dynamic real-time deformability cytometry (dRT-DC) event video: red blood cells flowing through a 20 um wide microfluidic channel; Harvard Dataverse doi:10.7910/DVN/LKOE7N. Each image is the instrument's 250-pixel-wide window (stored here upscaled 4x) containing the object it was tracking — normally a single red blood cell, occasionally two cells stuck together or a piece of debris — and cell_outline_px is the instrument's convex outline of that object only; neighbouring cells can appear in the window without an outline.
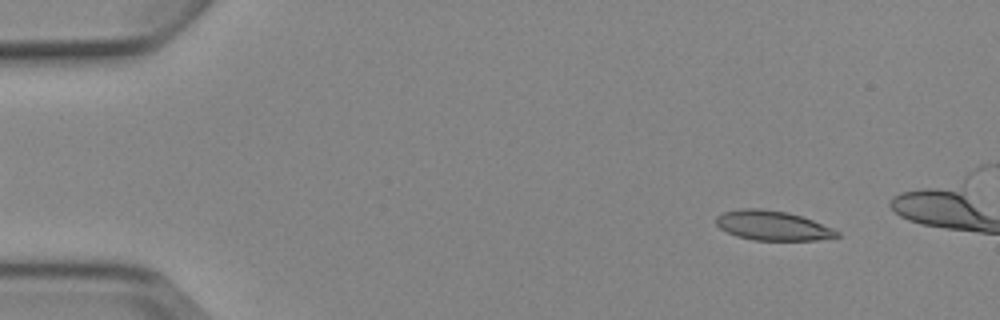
{"species": "Egyptian fruit bat (a non-hibernating species)", "species_latin": "Rousettus aegyptiacus", "temperature_condition": "cold", "stored_images_in_passage": 5, "camera_frame_rate_fps": 3000, "um_per_image_px": 0.085, "animal": {"sex": "female"}, "frame": {"image": 1, "passage_image": 1, "time_ms": 0.0, "image_size_px": [1000, 320], "cell_outline_px": [[840, 236], [816, 240], [752, 240], [736, 236], [720, 228], [716, 224], [716, 216], [724, 212], [740, 208], [760, 208], [788, 212], [812, 220], [832, 228], [840, 232]], "centroid_in_image_um": [65.65, 19.17], "position_along_channel_um": 19.4, "area_um2": 20.81}}